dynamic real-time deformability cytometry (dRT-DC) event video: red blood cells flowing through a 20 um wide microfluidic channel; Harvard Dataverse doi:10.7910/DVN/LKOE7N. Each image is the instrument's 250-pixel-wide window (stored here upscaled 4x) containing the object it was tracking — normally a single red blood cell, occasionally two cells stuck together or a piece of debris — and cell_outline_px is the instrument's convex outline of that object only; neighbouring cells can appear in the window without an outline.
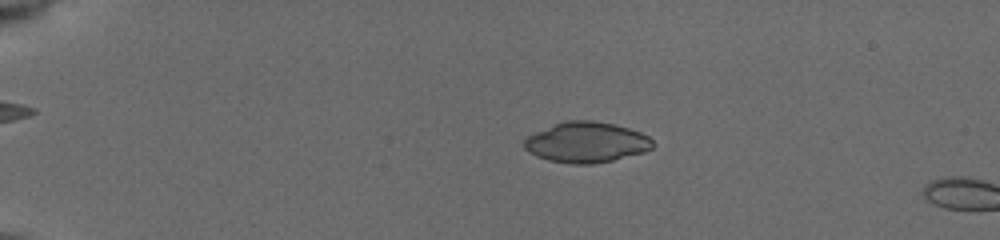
{"species": "common noctule bat (a hibernating species)", "species_latin": "Nyctalus noctula", "temperature_condition": "cold", "stored_images_in_passage": 7, "camera_frame_rate_fps": 3000, "um_per_image_px": 0.085, "animal": {"sex": "female", "body_mass_g": 19.5, "forearm_length_mm": 54.1}, "frame": {"image": 1, "passage_image": 5, "time_ms": 2.333, "image_size_px": [1000, 240], "cell_outline_px": [[652, 148], [644, 152], [612, 160], [592, 164], [572, 164], [548, 160], [536, 156], [528, 152], [524, 148], [524, 140], [528, 136], [536, 132], [564, 120], [592, 120], [612, 124], [628, 128], [640, 132], [648, 136], [652, 140]], "centroid_in_image_um": [49.82, 12.1], "position_along_channel_um": 35.2, "area_um2": 30.17}}